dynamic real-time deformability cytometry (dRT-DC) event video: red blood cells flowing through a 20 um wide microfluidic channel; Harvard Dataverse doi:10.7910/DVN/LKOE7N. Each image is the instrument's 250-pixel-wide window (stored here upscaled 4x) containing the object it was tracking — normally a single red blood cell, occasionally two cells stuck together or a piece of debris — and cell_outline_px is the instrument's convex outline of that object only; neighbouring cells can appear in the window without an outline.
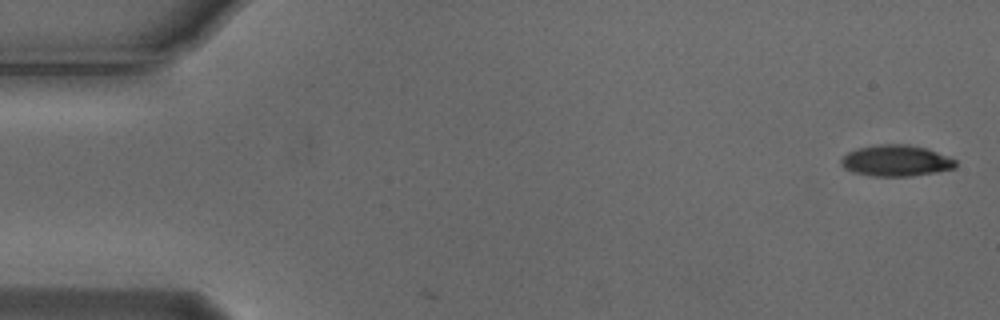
{"species": "Egyptian fruit bat (a non-hibernating species)", "species_latin": "Rousettus aegyptiacus", "temperature_condition": "cold", "stored_images_in_passage": 5, "camera_frame_rate_fps": 3000, "um_per_image_px": 0.085, "animal": {"sex": "male"}, "frame": {"image": 1, "passage_image": 1, "time_ms": 0.0, "image_size_px": [1000, 320], "cell_outline_px": [[956, 168], [936, 172], [908, 176], [872, 176], [852, 172], [844, 168], [840, 164], [840, 160], [848, 152], [856, 148], [880, 144], [908, 144], [924, 148], [948, 156], [956, 160]], "centroid_in_image_um": [76.14, 13.66], "position_along_channel_um": 8.9, "area_um2": 20.81}}
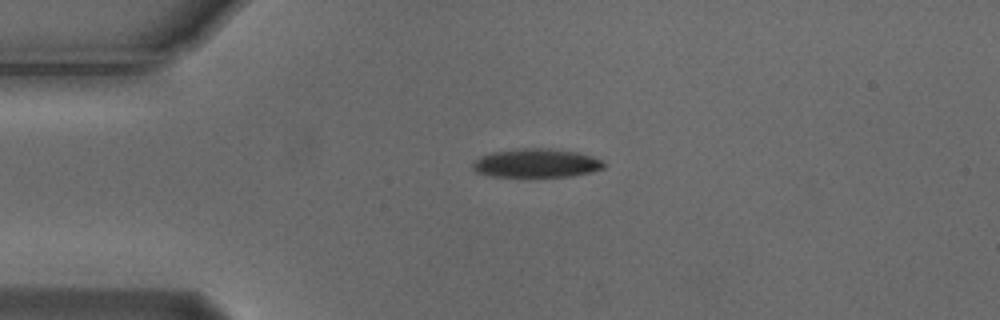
{"frame": {"image": 2, "passage_image": 4, "time_ms": 1.0, "image_size_px": [1000, 320], "cell_outline_px": [[604, 168], [592, 172], [572, 176], [492, 176], [476, 172], [472, 168], [472, 160], [480, 156], [492, 152], [516, 148], [548, 148], [576, 152], [592, 156], [604, 160]], "centroid_in_image_um": [45.57, 13.85], "position_along_channel_um": 39.4, "area_um2": 22.08}}